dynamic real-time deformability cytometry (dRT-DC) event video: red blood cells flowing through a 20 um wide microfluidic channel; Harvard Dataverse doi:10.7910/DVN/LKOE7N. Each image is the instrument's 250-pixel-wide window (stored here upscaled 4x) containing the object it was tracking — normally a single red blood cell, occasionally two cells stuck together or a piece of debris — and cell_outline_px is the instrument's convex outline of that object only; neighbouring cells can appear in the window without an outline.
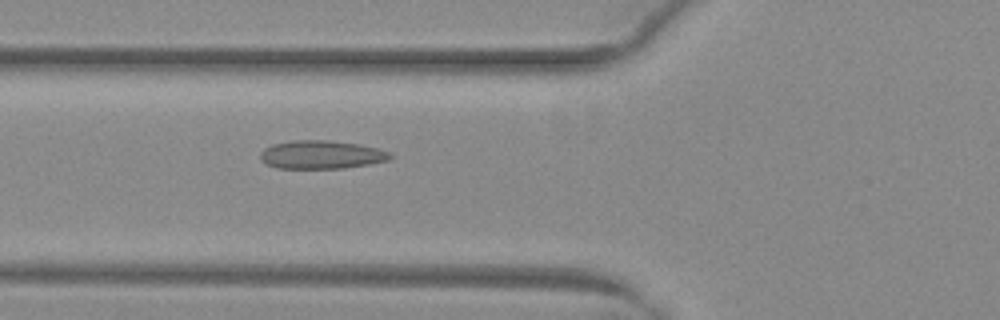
{"species": "common noctule bat (a hibernating species)", "species_latin": "Nyctalus noctula", "temperature_condition": "warm", "stored_images_in_passage": 52, "camera_frame_rate_fps": 3000, "um_per_image_px": 0.085, "animal": {"sex": "female", "body_mass_g": 29.2, "forearm_length_mm": 56.3}, "frame": {"image": 1, "passage_image": 20, "time_ms": 6.333, "image_size_px": [1000, 320], "cell_outline_px": [[392, 156], [388, 160], [368, 164], [344, 168], [276, 168], [260, 160], [260, 152], [264, 148], [272, 144], [292, 140], [328, 140], [360, 144], [380, 148], [392, 152]], "centroid_in_image_um": [27.32, 13.13], "position_along_channel_um": 98.5, "area_um2": 21.62}}
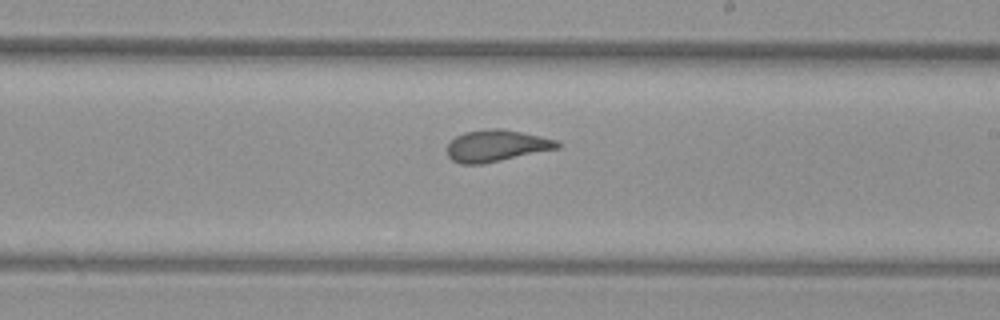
{"frame": {"image": 2, "passage_image": 31, "time_ms": 10.0, "image_size_px": [1000, 320], "cell_outline_px": [[560, 148], [484, 164], [460, 164], [452, 160], [448, 156], [448, 144], [456, 136], [464, 132], [488, 128], [500, 128], [540, 136], [556, 140], [560, 144]], "centroid_in_image_um": [42.19, 12.39], "position_along_channel_um": 246.8, "area_um2": 20.35}}
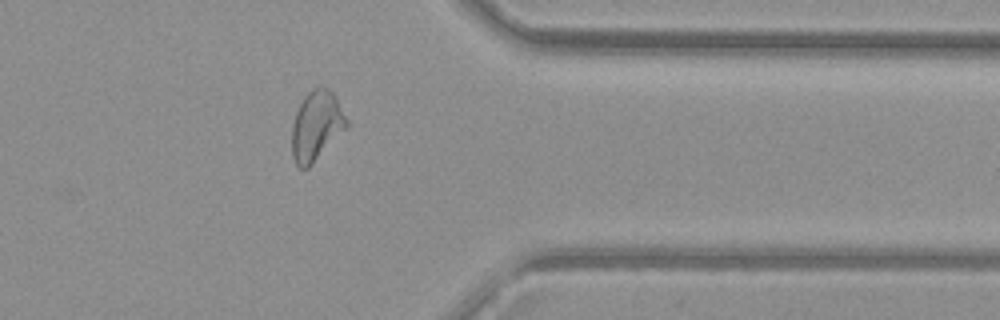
{"frame": {"image": 3, "passage_image": 42, "time_ms": 13.667, "image_size_px": [1000, 320], "cell_outline_px": [[348, 124], [308, 168], [300, 168], [296, 164], [292, 156], [292, 124], [296, 112], [304, 96], [312, 88], [328, 88], [336, 96], [348, 120]], "centroid_in_image_um": [26.87, 10.67], "position_along_channel_um": 384.5, "area_um2": 21.73}, "authors_computed_cell_mechanics": {"area_um2": 22.1663, "velocity_mm_per_s": 4.0394, "shape_relaxation_time_tau1_ms": 8.1661, "shape_relaxation_time_tau2_ms": 0.8344, "deformation_change_tau1": 0.2068, "deformation_change_tau2": 0.0735}}